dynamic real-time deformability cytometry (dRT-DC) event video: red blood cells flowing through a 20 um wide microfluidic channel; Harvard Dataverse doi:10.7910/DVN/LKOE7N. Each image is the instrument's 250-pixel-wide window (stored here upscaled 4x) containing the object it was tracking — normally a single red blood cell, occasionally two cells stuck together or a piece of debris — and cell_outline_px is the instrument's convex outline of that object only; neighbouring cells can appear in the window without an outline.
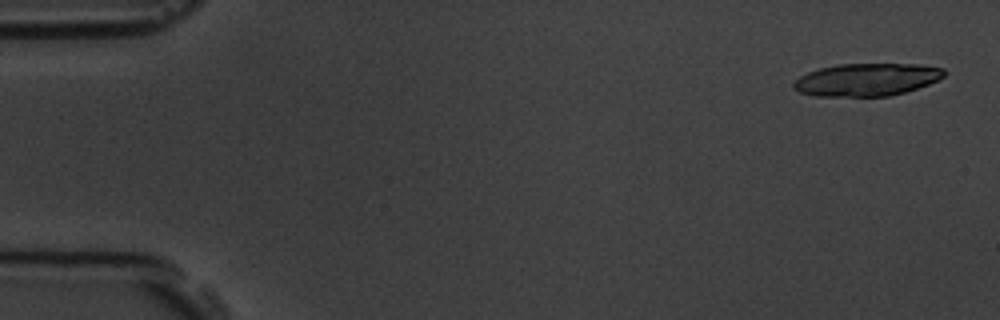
{"species": "common noctule bat (a hibernating species)", "species_latin": "Nyctalus noctula", "temperature_condition": "room temperature", "stored_images_in_passage": 5, "camera_frame_rate_fps": 3000, "um_per_image_px": 0.085, "animal": {"sex": "male", "body_mass_g": 19.5, "forearm_length_mm": 54.6}, "frame": {"image": 1, "passage_image": 1, "time_ms": 0.0, "image_size_px": [1000, 320], "cell_outline_px": [[944, 76], [928, 84], [904, 92], [888, 96], [816, 96], [800, 92], [792, 88], [792, 84], [800, 76], [808, 72], [820, 68], [840, 64], [920, 64], [944, 68]], "centroid_in_image_um": [73.65, 6.76], "position_along_channel_um": 11.3, "area_um2": 28.44}}
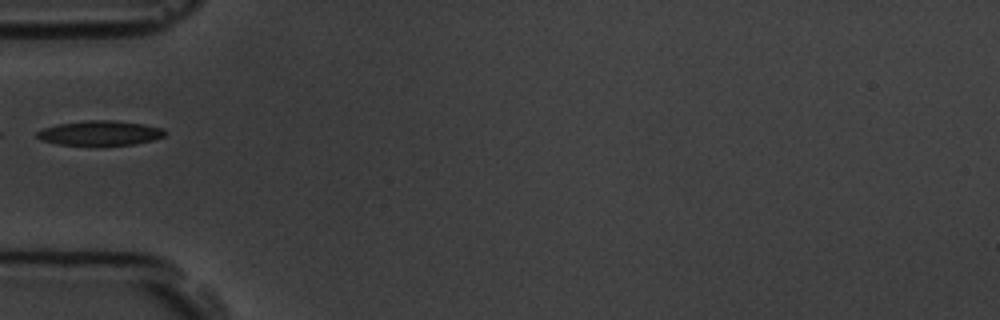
{"frame": {"image": 2, "passage_image": 5, "time_ms": 5.333, "image_size_px": [1000, 320], "cell_outline_px": [[168, 132], [164, 136], [152, 140], [132, 144], [60, 144], [40, 140], [36, 136], [36, 132], [44, 128], [56, 124], [84, 120], [112, 120], [144, 124], [164, 128]], "centroid_in_image_um": [8.51, 11.28], "position_along_channel_um": 76.5, "area_um2": 18.21}}